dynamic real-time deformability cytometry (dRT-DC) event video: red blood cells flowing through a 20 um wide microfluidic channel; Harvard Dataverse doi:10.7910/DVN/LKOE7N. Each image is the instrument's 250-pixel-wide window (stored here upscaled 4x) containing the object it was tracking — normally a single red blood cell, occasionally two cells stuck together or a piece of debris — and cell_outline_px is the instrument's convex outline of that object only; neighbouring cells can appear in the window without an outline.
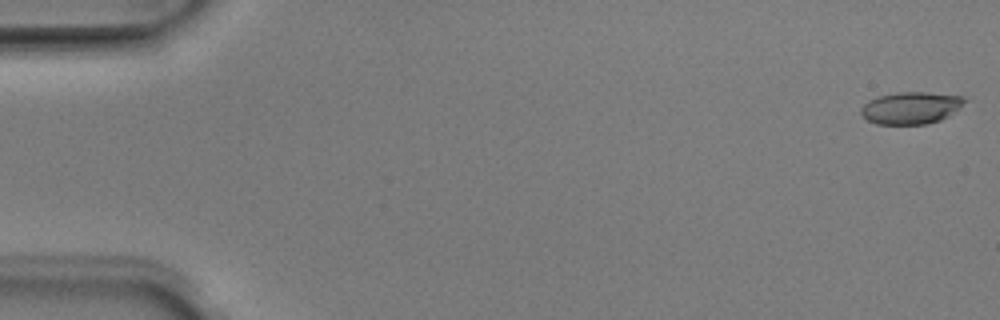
{"species": "Egyptian fruit bat (a non-hibernating species)", "species_latin": "Rousettus aegyptiacus", "temperature_condition": "room temperature", "stored_images_in_passage": 51, "camera_frame_rate_fps": 3000, "um_per_image_px": 0.085, "animal": {"sex": "male"}, "frame": {"image": 1, "passage_image": 1, "time_ms": 0.0, "image_size_px": [1000, 320], "cell_outline_px": [[968, 100], [948, 116], [940, 120], [928, 124], [876, 124], [868, 120], [860, 112], [860, 108], [868, 100], [880, 96], [900, 92], [928, 92], [964, 96]], "centroid_in_image_um": [77.44, 9.16], "position_along_channel_um": 7.6, "area_um2": 19.36}}
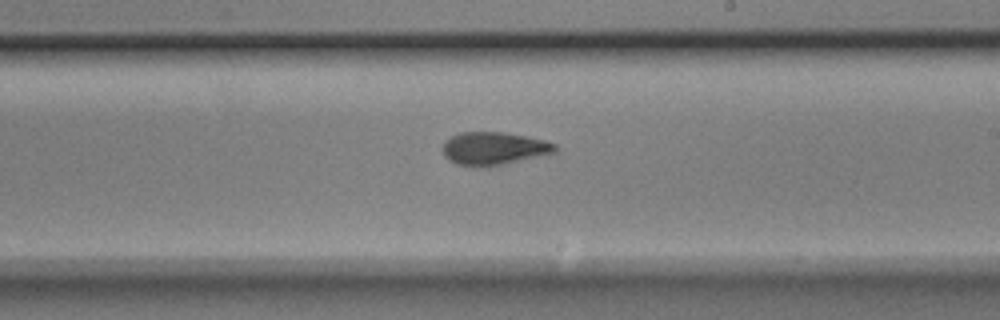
{"frame": {"image": 2, "passage_image": 30, "time_ms": 9.667, "image_size_px": [1000, 320], "cell_outline_px": [[556, 152], [488, 168], [484, 168], [456, 164], [448, 160], [444, 156], [444, 140], [460, 132], [504, 132], [544, 140], [556, 144]], "centroid_in_image_um": [41.95, 12.63], "position_along_channel_um": 247.1, "area_um2": 21.68}}
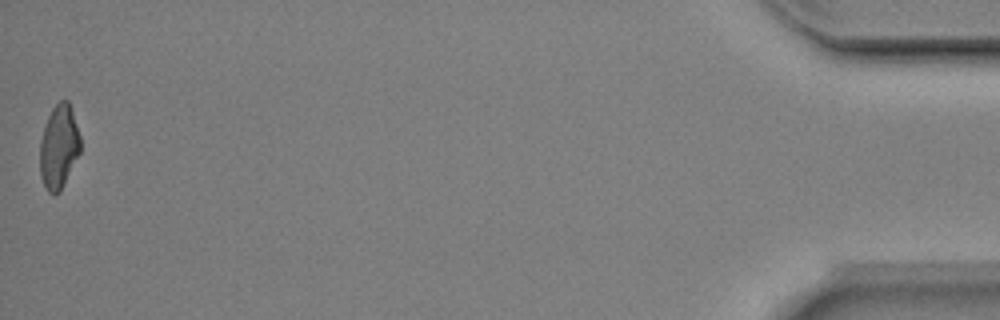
{"frame": {"image": 3, "passage_image": 51, "time_ms": 16.667, "image_size_px": [1000, 320], "cell_outline_px": [[80, 152], [60, 192], [48, 192], [40, 176], [40, 140], [48, 116], [52, 108], [60, 100], [68, 100], [80, 136]], "centroid_in_image_um": [5.0, 12.47], "position_along_channel_um": 430.2, "area_um2": 19.48}, "authors_computed_cell_mechanics": {"area_um2": 20.519, "velocity_mm_per_s": 3.9732, "shape_relaxation_time_tau1_ms": 4.5979, "shape_relaxation_time_tau2_ms": 2.3387, "deformation_change_tau1": 0.1843, "deformation_change_tau2": 0.0996}}